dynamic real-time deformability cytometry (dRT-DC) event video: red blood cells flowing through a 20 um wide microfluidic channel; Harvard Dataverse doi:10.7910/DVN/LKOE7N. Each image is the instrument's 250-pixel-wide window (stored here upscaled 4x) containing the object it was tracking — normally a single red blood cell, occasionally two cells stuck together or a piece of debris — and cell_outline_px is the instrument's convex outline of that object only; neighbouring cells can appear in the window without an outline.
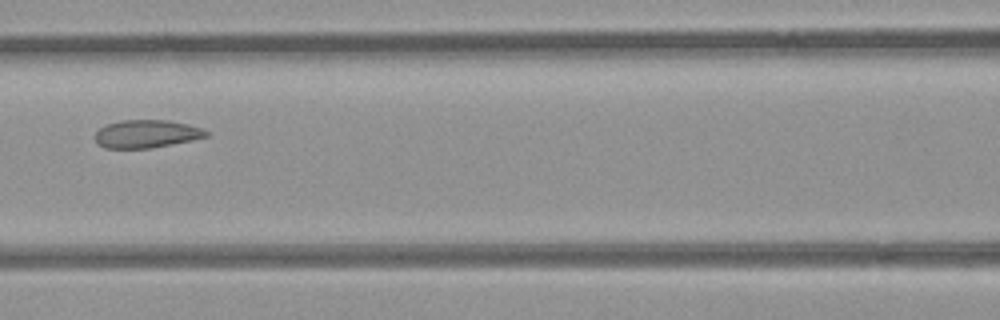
{"species": "common noctule bat (a hibernating species)", "species_latin": "Nyctalus noctula", "temperature_condition": "room temperature", "stored_images_in_passage": 7, "segment_of_instrument_passage": [1, 2], "camera_frame_rate_fps": 3000, "um_per_image_px": 0.085, "animal": {"sex": "female", "body_mass_g": 21.9}, "frame": {"image": 1, "passage_image": 6, "time_ms": 5.667, "image_size_px": [1000, 320], "cell_outline_px": [[208, 136], [192, 140], [152, 148], [104, 148], [96, 144], [96, 132], [100, 128], [108, 124], [120, 120], [168, 120], [188, 124], [200, 128], [208, 132]], "centroid_in_image_um": [12.44, 11.38], "position_along_channel_um": 154.2, "area_um2": 18.03}}